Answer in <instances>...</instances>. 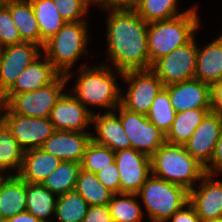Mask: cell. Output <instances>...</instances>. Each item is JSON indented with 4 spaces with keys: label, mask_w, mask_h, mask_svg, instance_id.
Segmentation results:
<instances>
[{
    "label": "cell",
    "mask_w": 222,
    "mask_h": 222,
    "mask_svg": "<svg viewBox=\"0 0 222 222\" xmlns=\"http://www.w3.org/2000/svg\"><path fill=\"white\" fill-rule=\"evenodd\" d=\"M108 15L105 52L109 58L108 65L120 72L151 69L148 23L135 10H108Z\"/></svg>",
    "instance_id": "6da1fadb"
},
{
    "label": "cell",
    "mask_w": 222,
    "mask_h": 222,
    "mask_svg": "<svg viewBox=\"0 0 222 222\" xmlns=\"http://www.w3.org/2000/svg\"><path fill=\"white\" fill-rule=\"evenodd\" d=\"M122 80L128 83L126 92L121 93V105L130 111L147 114L157 94L164 87L151 70L123 72Z\"/></svg>",
    "instance_id": "9c48e42d"
},
{
    "label": "cell",
    "mask_w": 222,
    "mask_h": 222,
    "mask_svg": "<svg viewBox=\"0 0 222 222\" xmlns=\"http://www.w3.org/2000/svg\"><path fill=\"white\" fill-rule=\"evenodd\" d=\"M97 179L114 194L120 193V176L115 161L96 173Z\"/></svg>",
    "instance_id": "74e56055"
},
{
    "label": "cell",
    "mask_w": 222,
    "mask_h": 222,
    "mask_svg": "<svg viewBox=\"0 0 222 222\" xmlns=\"http://www.w3.org/2000/svg\"><path fill=\"white\" fill-rule=\"evenodd\" d=\"M205 173L198 186L189 191V203L203 221L222 218V180Z\"/></svg>",
    "instance_id": "2e32d148"
},
{
    "label": "cell",
    "mask_w": 222,
    "mask_h": 222,
    "mask_svg": "<svg viewBox=\"0 0 222 222\" xmlns=\"http://www.w3.org/2000/svg\"><path fill=\"white\" fill-rule=\"evenodd\" d=\"M89 206L108 205L113 192L105 187L95 173L79 170L74 189Z\"/></svg>",
    "instance_id": "83f0119b"
},
{
    "label": "cell",
    "mask_w": 222,
    "mask_h": 222,
    "mask_svg": "<svg viewBox=\"0 0 222 222\" xmlns=\"http://www.w3.org/2000/svg\"><path fill=\"white\" fill-rule=\"evenodd\" d=\"M150 222H166L189 201V191L151 175L137 193Z\"/></svg>",
    "instance_id": "8992f818"
},
{
    "label": "cell",
    "mask_w": 222,
    "mask_h": 222,
    "mask_svg": "<svg viewBox=\"0 0 222 222\" xmlns=\"http://www.w3.org/2000/svg\"><path fill=\"white\" fill-rule=\"evenodd\" d=\"M92 124L96 135L92 132L91 139L98 145L108 147L112 151L130 149V139L125 134L120 117L114 111L94 113Z\"/></svg>",
    "instance_id": "ffe728a7"
},
{
    "label": "cell",
    "mask_w": 222,
    "mask_h": 222,
    "mask_svg": "<svg viewBox=\"0 0 222 222\" xmlns=\"http://www.w3.org/2000/svg\"><path fill=\"white\" fill-rule=\"evenodd\" d=\"M23 42L16 28L10 10L8 0H0V47L14 45Z\"/></svg>",
    "instance_id": "8d00e7d4"
},
{
    "label": "cell",
    "mask_w": 222,
    "mask_h": 222,
    "mask_svg": "<svg viewBox=\"0 0 222 222\" xmlns=\"http://www.w3.org/2000/svg\"><path fill=\"white\" fill-rule=\"evenodd\" d=\"M12 20L23 42H32L41 47V33L29 0H8Z\"/></svg>",
    "instance_id": "cb8c5ba5"
},
{
    "label": "cell",
    "mask_w": 222,
    "mask_h": 222,
    "mask_svg": "<svg viewBox=\"0 0 222 222\" xmlns=\"http://www.w3.org/2000/svg\"><path fill=\"white\" fill-rule=\"evenodd\" d=\"M58 196L45 188L41 183L26 182V211L43 222L50 221L55 215Z\"/></svg>",
    "instance_id": "d4e9b609"
},
{
    "label": "cell",
    "mask_w": 222,
    "mask_h": 222,
    "mask_svg": "<svg viewBox=\"0 0 222 222\" xmlns=\"http://www.w3.org/2000/svg\"><path fill=\"white\" fill-rule=\"evenodd\" d=\"M26 211V182L8 175L0 183V221Z\"/></svg>",
    "instance_id": "7402d4cb"
},
{
    "label": "cell",
    "mask_w": 222,
    "mask_h": 222,
    "mask_svg": "<svg viewBox=\"0 0 222 222\" xmlns=\"http://www.w3.org/2000/svg\"><path fill=\"white\" fill-rule=\"evenodd\" d=\"M120 176V193L137 194L152 175L150 157L133 148L115 152Z\"/></svg>",
    "instance_id": "7c38bea8"
},
{
    "label": "cell",
    "mask_w": 222,
    "mask_h": 222,
    "mask_svg": "<svg viewBox=\"0 0 222 222\" xmlns=\"http://www.w3.org/2000/svg\"><path fill=\"white\" fill-rule=\"evenodd\" d=\"M118 112L125 134L130 139L131 148L151 157L163 145L165 134L162 133L145 114L128 110L121 104L114 110Z\"/></svg>",
    "instance_id": "8fae6325"
},
{
    "label": "cell",
    "mask_w": 222,
    "mask_h": 222,
    "mask_svg": "<svg viewBox=\"0 0 222 222\" xmlns=\"http://www.w3.org/2000/svg\"><path fill=\"white\" fill-rule=\"evenodd\" d=\"M209 111L211 108H198L176 113L174 122L165 135L166 142L184 145Z\"/></svg>",
    "instance_id": "484cf974"
},
{
    "label": "cell",
    "mask_w": 222,
    "mask_h": 222,
    "mask_svg": "<svg viewBox=\"0 0 222 222\" xmlns=\"http://www.w3.org/2000/svg\"><path fill=\"white\" fill-rule=\"evenodd\" d=\"M1 59H2V47H0V66H1Z\"/></svg>",
    "instance_id": "7dc6e473"
},
{
    "label": "cell",
    "mask_w": 222,
    "mask_h": 222,
    "mask_svg": "<svg viewBox=\"0 0 222 222\" xmlns=\"http://www.w3.org/2000/svg\"><path fill=\"white\" fill-rule=\"evenodd\" d=\"M61 160L41 148L24 151L18 176L28 183H41L59 165Z\"/></svg>",
    "instance_id": "603a6c76"
},
{
    "label": "cell",
    "mask_w": 222,
    "mask_h": 222,
    "mask_svg": "<svg viewBox=\"0 0 222 222\" xmlns=\"http://www.w3.org/2000/svg\"><path fill=\"white\" fill-rule=\"evenodd\" d=\"M0 120L24 151L41 148L55 131L49 118L15 114L5 104H0Z\"/></svg>",
    "instance_id": "ba28073f"
},
{
    "label": "cell",
    "mask_w": 222,
    "mask_h": 222,
    "mask_svg": "<svg viewBox=\"0 0 222 222\" xmlns=\"http://www.w3.org/2000/svg\"><path fill=\"white\" fill-rule=\"evenodd\" d=\"M166 222H202L195 208L188 202Z\"/></svg>",
    "instance_id": "b9f144b4"
},
{
    "label": "cell",
    "mask_w": 222,
    "mask_h": 222,
    "mask_svg": "<svg viewBox=\"0 0 222 222\" xmlns=\"http://www.w3.org/2000/svg\"><path fill=\"white\" fill-rule=\"evenodd\" d=\"M67 83L66 75L60 74L52 83L42 88L14 94L5 105L15 114L48 118Z\"/></svg>",
    "instance_id": "52a82bcc"
},
{
    "label": "cell",
    "mask_w": 222,
    "mask_h": 222,
    "mask_svg": "<svg viewBox=\"0 0 222 222\" xmlns=\"http://www.w3.org/2000/svg\"><path fill=\"white\" fill-rule=\"evenodd\" d=\"M178 0H141L135 11L147 23L159 20H167L191 11L193 7L179 12ZM179 12V13H178Z\"/></svg>",
    "instance_id": "1f68e13d"
},
{
    "label": "cell",
    "mask_w": 222,
    "mask_h": 222,
    "mask_svg": "<svg viewBox=\"0 0 222 222\" xmlns=\"http://www.w3.org/2000/svg\"><path fill=\"white\" fill-rule=\"evenodd\" d=\"M195 6L183 15L148 23L147 45L151 65L162 56L185 45L196 35L200 28V16Z\"/></svg>",
    "instance_id": "3957f363"
},
{
    "label": "cell",
    "mask_w": 222,
    "mask_h": 222,
    "mask_svg": "<svg viewBox=\"0 0 222 222\" xmlns=\"http://www.w3.org/2000/svg\"><path fill=\"white\" fill-rule=\"evenodd\" d=\"M137 198V194H113L108 203L113 222H141L144 209L141 208Z\"/></svg>",
    "instance_id": "f546056e"
},
{
    "label": "cell",
    "mask_w": 222,
    "mask_h": 222,
    "mask_svg": "<svg viewBox=\"0 0 222 222\" xmlns=\"http://www.w3.org/2000/svg\"><path fill=\"white\" fill-rule=\"evenodd\" d=\"M203 46L197 44L195 79L211 85L222 79V34Z\"/></svg>",
    "instance_id": "44dd1931"
},
{
    "label": "cell",
    "mask_w": 222,
    "mask_h": 222,
    "mask_svg": "<svg viewBox=\"0 0 222 222\" xmlns=\"http://www.w3.org/2000/svg\"><path fill=\"white\" fill-rule=\"evenodd\" d=\"M205 173L222 174V130L211 158L210 163L205 167Z\"/></svg>",
    "instance_id": "60d3db41"
},
{
    "label": "cell",
    "mask_w": 222,
    "mask_h": 222,
    "mask_svg": "<svg viewBox=\"0 0 222 222\" xmlns=\"http://www.w3.org/2000/svg\"><path fill=\"white\" fill-rule=\"evenodd\" d=\"M211 111L222 116V79L210 85Z\"/></svg>",
    "instance_id": "7bdbcfd3"
},
{
    "label": "cell",
    "mask_w": 222,
    "mask_h": 222,
    "mask_svg": "<svg viewBox=\"0 0 222 222\" xmlns=\"http://www.w3.org/2000/svg\"><path fill=\"white\" fill-rule=\"evenodd\" d=\"M8 174H4V172L0 169V183Z\"/></svg>",
    "instance_id": "bcb514c9"
},
{
    "label": "cell",
    "mask_w": 222,
    "mask_h": 222,
    "mask_svg": "<svg viewBox=\"0 0 222 222\" xmlns=\"http://www.w3.org/2000/svg\"><path fill=\"white\" fill-rule=\"evenodd\" d=\"M80 169V163L78 162L61 161L58 167L41 184L55 195H63L75 189Z\"/></svg>",
    "instance_id": "f1b7e54d"
},
{
    "label": "cell",
    "mask_w": 222,
    "mask_h": 222,
    "mask_svg": "<svg viewBox=\"0 0 222 222\" xmlns=\"http://www.w3.org/2000/svg\"><path fill=\"white\" fill-rule=\"evenodd\" d=\"M176 113L198 108H211L210 85L198 79L164 86Z\"/></svg>",
    "instance_id": "ac0fdd59"
},
{
    "label": "cell",
    "mask_w": 222,
    "mask_h": 222,
    "mask_svg": "<svg viewBox=\"0 0 222 222\" xmlns=\"http://www.w3.org/2000/svg\"><path fill=\"white\" fill-rule=\"evenodd\" d=\"M24 150L17 143L7 126L0 120V169L7 174H18L22 166ZM9 169V170H8Z\"/></svg>",
    "instance_id": "4dcf8cb0"
},
{
    "label": "cell",
    "mask_w": 222,
    "mask_h": 222,
    "mask_svg": "<svg viewBox=\"0 0 222 222\" xmlns=\"http://www.w3.org/2000/svg\"><path fill=\"white\" fill-rule=\"evenodd\" d=\"M141 0H93L96 8L100 7L103 10H135L137 4Z\"/></svg>",
    "instance_id": "f35d334b"
},
{
    "label": "cell",
    "mask_w": 222,
    "mask_h": 222,
    "mask_svg": "<svg viewBox=\"0 0 222 222\" xmlns=\"http://www.w3.org/2000/svg\"><path fill=\"white\" fill-rule=\"evenodd\" d=\"M222 130V116L209 111L184 144L186 151L206 167L212 158Z\"/></svg>",
    "instance_id": "9a60e30c"
},
{
    "label": "cell",
    "mask_w": 222,
    "mask_h": 222,
    "mask_svg": "<svg viewBox=\"0 0 222 222\" xmlns=\"http://www.w3.org/2000/svg\"><path fill=\"white\" fill-rule=\"evenodd\" d=\"M42 52V48L32 42H20L2 47L0 97L14 84L22 71Z\"/></svg>",
    "instance_id": "5bb4252c"
},
{
    "label": "cell",
    "mask_w": 222,
    "mask_h": 222,
    "mask_svg": "<svg viewBox=\"0 0 222 222\" xmlns=\"http://www.w3.org/2000/svg\"><path fill=\"white\" fill-rule=\"evenodd\" d=\"M3 222H43V221L39 220L34 215L25 211L17 215H14L13 217L7 218Z\"/></svg>",
    "instance_id": "ee69618b"
},
{
    "label": "cell",
    "mask_w": 222,
    "mask_h": 222,
    "mask_svg": "<svg viewBox=\"0 0 222 222\" xmlns=\"http://www.w3.org/2000/svg\"><path fill=\"white\" fill-rule=\"evenodd\" d=\"M153 176L193 189L205 174V167L193 158L184 145L165 142L150 157Z\"/></svg>",
    "instance_id": "277c9868"
},
{
    "label": "cell",
    "mask_w": 222,
    "mask_h": 222,
    "mask_svg": "<svg viewBox=\"0 0 222 222\" xmlns=\"http://www.w3.org/2000/svg\"><path fill=\"white\" fill-rule=\"evenodd\" d=\"M115 161V152L91 140L87 145L80 167L82 170L97 173Z\"/></svg>",
    "instance_id": "e575fe53"
},
{
    "label": "cell",
    "mask_w": 222,
    "mask_h": 222,
    "mask_svg": "<svg viewBox=\"0 0 222 222\" xmlns=\"http://www.w3.org/2000/svg\"><path fill=\"white\" fill-rule=\"evenodd\" d=\"M87 23L88 21L66 22L42 47V54L60 74L66 75L68 81L73 75L71 68L87 53L90 43Z\"/></svg>",
    "instance_id": "5b68a950"
},
{
    "label": "cell",
    "mask_w": 222,
    "mask_h": 222,
    "mask_svg": "<svg viewBox=\"0 0 222 222\" xmlns=\"http://www.w3.org/2000/svg\"><path fill=\"white\" fill-rule=\"evenodd\" d=\"M37 19L41 33V48L51 36L56 34L66 23L58 12L53 0H29Z\"/></svg>",
    "instance_id": "4316f807"
},
{
    "label": "cell",
    "mask_w": 222,
    "mask_h": 222,
    "mask_svg": "<svg viewBox=\"0 0 222 222\" xmlns=\"http://www.w3.org/2000/svg\"><path fill=\"white\" fill-rule=\"evenodd\" d=\"M59 75L52 63L41 54L22 71L14 84L0 97V104H5L14 94L42 88L52 83Z\"/></svg>",
    "instance_id": "e0dca14e"
},
{
    "label": "cell",
    "mask_w": 222,
    "mask_h": 222,
    "mask_svg": "<svg viewBox=\"0 0 222 222\" xmlns=\"http://www.w3.org/2000/svg\"><path fill=\"white\" fill-rule=\"evenodd\" d=\"M196 35L185 45L156 60L151 70L164 86L195 78L197 60Z\"/></svg>",
    "instance_id": "30bf717a"
},
{
    "label": "cell",
    "mask_w": 222,
    "mask_h": 222,
    "mask_svg": "<svg viewBox=\"0 0 222 222\" xmlns=\"http://www.w3.org/2000/svg\"><path fill=\"white\" fill-rule=\"evenodd\" d=\"M78 67L77 79L70 92L87 108L91 106L114 111L121 104V93L117 77L123 72L117 71L107 64ZM117 75V76H116ZM89 106V107H88Z\"/></svg>",
    "instance_id": "7a4b0ae2"
},
{
    "label": "cell",
    "mask_w": 222,
    "mask_h": 222,
    "mask_svg": "<svg viewBox=\"0 0 222 222\" xmlns=\"http://www.w3.org/2000/svg\"><path fill=\"white\" fill-rule=\"evenodd\" d=\"M91 132L59 131L42 144L41 149L58 157L61 161L81 163L87 145L91 142Z\"/></svg>",
    "instance_id": "d6986e66"
},
{
    "label": "cell",
    "mask_w": 222,
    "mask_h": 222,
    "mask_svg": "<svg viewBox=\"0 0 222 222\" xmlns=\"http://www.w3.org/2000/svg\"><path fill=\"white\" fill-rule=\"evenodd\" d=\"M82 222H113L108 205L89 206Z\"/></svg>",
    "instance_id": "ab89813d"
},
{
    "label": "cell",
    "mask_w": 222,
    "mask_h": 222,
    "mask_svg": "<svg viewBox=\"0 0 222 222\" xmlns=\"http://www.w3.org/2000/svg\"><path fill=\"white\" fill-rule=\"evenodd\" d=\"M53 2L66 22L88 21L84 16L93 5V0H53Z\"/></svg>",
    "instance_id": "d590c367"
},
{
    "label": "cell",
    "mask_w": 222,
    "mask_h": 222,
    "mask_svg": "<svg viewBox=\"0 0 222 222\" xmlns=\"http://www.w3.org/2000/svg\"><path fill=\"white\" fill-rule=\"evenodd\" d=\"M203 222H222V218H218V219H210V220H206Z\"/></svg>",
    "instance_id": "f6af8a7d"
},
{
    "label": "cell",
    "mask_w": 222,
    "mask_h": 222,
    "mask_svg": "<svg viewBox=\"0 0 222 222\" xmlns=\"http://www.w3.org/2000/svg\"><path fill=\"white\" fill-rule=\"evenodd\" d=\"M69 93L62 94L48 118L55 130L88 132L87 128L92 124L95 112L87 109L70 91Z\"/></svg>",
    "instance_id": "4fadbf2b"
},
{
    "label": "cell",
    "mask_w": 222,
    "mask_h": 222,
    "mask_svg": "<svg viewBox=\"0 0 222 222\" xmlns=\"http://www.w3.org/2000/svg\"><path fill=\"white\" fill-rule=\"evenodd\" d=\"M88 208L87 202L73 190L58 196L54 216L58 222H82Z\"/></svg>",
    "instance_id": "d6a6232c"
},
{
    "label": "cell",
    "mask_w": 222,
    "mask_h": 222,
    "mask_svg": "<svg viewBox=\"0 0 222 222\" xmlns=\"http://www.w3.org/2000/svg\"><path fill=\"white\" fill-rule=\"evenodd\" d=\"M176 111L171 105L168 90L163 87L152 102L147 119L165 135L174 122Z\"/></svg>",
    "instance_id": "836d02e7"
}]
</instances>
